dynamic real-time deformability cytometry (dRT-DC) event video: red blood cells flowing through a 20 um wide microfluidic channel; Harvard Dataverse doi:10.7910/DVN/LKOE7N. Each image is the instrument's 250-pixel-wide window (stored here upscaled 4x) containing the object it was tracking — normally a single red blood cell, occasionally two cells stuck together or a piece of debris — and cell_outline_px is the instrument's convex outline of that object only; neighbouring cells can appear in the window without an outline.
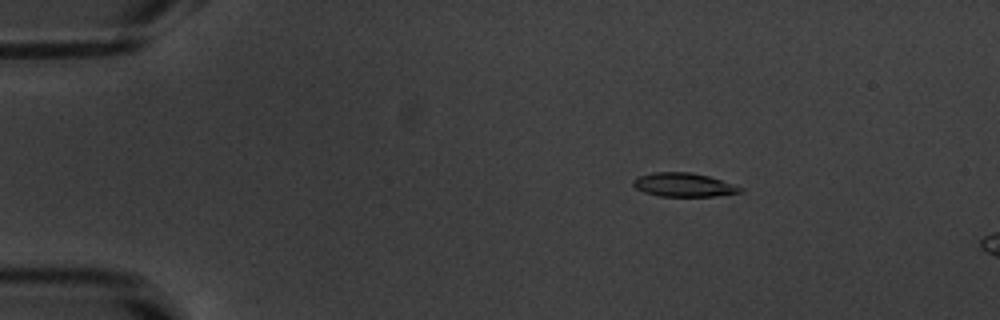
{"species": "common noctule bat (a hibernating species)", "species_latin": "Nyctalus noctula", "temperature_condition": "warm", "stored_images_in_passage": 16, "camera_frame_rate_fps": 3000, "um_per_image_px": 0.085, "animal": {"sex": "male", "body_mass_g": 20.1, "forearm_length_mm": 53.5}, "frame": {"image": 1, "passage_image": 10, "time_ms": 3.0, "image_size_px": [1000, 320], "cell_outline_px": [[744, 192], [712, 196], [660, 196], [644, 192], [636, 188], [632, 184], [632, 180], [636, 176], [652, 172], [692, 172], [708, 176], [744, 188]], "centroid_in_image_um": [58.07, 15.7], "position_along_channel_um": 26.9, "area_um2": 14.85}}